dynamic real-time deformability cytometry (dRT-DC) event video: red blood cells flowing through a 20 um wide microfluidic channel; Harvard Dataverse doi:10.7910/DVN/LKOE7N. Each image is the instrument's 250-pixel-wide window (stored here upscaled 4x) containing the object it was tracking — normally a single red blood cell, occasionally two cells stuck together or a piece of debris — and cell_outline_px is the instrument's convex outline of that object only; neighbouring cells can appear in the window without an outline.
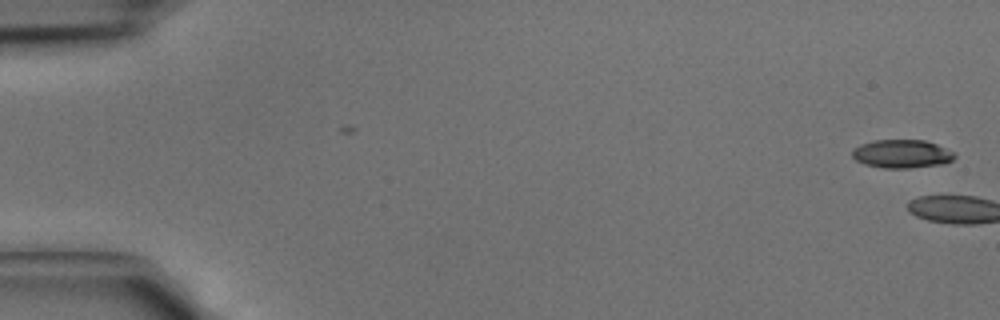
{"species": "common noctule bat (a hibernating species)", "species_latin": "Nyctalus noctula", "temperature_condition": "cold", "stored_images_in_passage": 3, "camera_frame_rate_fps": 3000, "um_per_image_px": 0.085, "animal": {"sex": "male", "body_mass_g": 15.6}, "frame": {"image": 1, "passage_image": 1, "time_ms": 0.0, "image_size_px": [1000, 320], "cell_outline_px": [[956, 156], [952, 160], [940, 164], [908, 168], [884, 168], [864, 164], [856, 160], [852, 156], [852, 148], [860, 144], [872, 140], [924, 140], [936, 144], [956, 152]], "centroid_in_image_um": [76.64, 13.07], "position_along_channel_um": 8.4, "area_um2": 16.99}}